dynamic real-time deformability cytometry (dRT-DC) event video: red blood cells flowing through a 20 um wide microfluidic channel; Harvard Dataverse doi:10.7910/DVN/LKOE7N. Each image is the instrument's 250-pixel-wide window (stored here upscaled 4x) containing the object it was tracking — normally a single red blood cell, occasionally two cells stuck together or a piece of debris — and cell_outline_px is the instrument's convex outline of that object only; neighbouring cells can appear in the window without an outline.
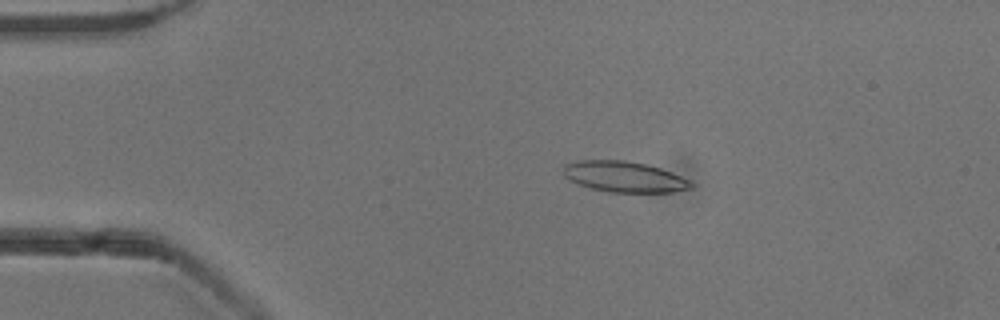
{"species": "common noctule bat (a hibernating species)", "species_latin": "Nyctalus noctula", "temperature_condition": "cold", "stored_images_in_passage": 53, "camera_frame_rate_fps": 3000, "um_per_image_px": 0.085, "animal": {"sex": "male", "body_mass_g": 13.3}, "frame": {"image": 1, "passage_image": 11, "time_ms": 3.333, "image_size_px": [1000, 320], "cell_outline_px": [[696, 184], [692, 188], [672, 192], [608, 192], [592, 188], [568, 180], [564, 176], [564, 164], [576, 160], [624, 160], [648, 164], [672, 172]], "centroid_in_image_um": [53.06, 15.02], "position_along_channel_um": 31.9, "area_um2": 23.0}}
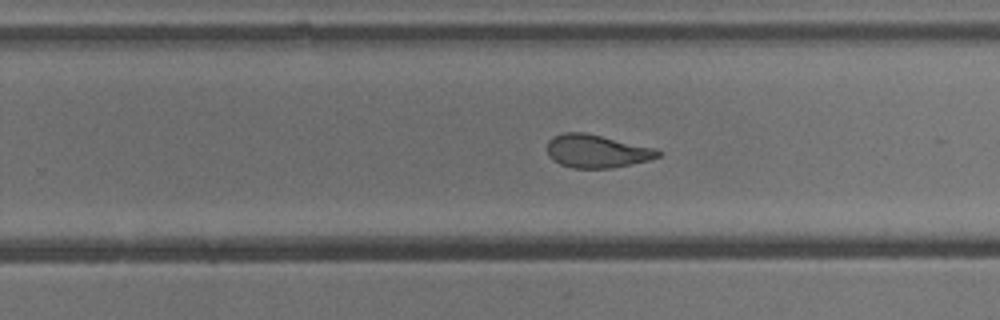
{"frame": {"image": 2, "passage_image": 34, "time_ms": 11.0, "image_size_px": [1000, 320], "cell_outline_px": [[664, 152], [660, 156], [648, 160], [612, 168], [572, 168], [560, 164], [552, 160], [548, 156], [548, 140], [552, 136], [564, 132], [584, 132], [652, 148]], "centroid_in_image_um": [50.67, 12.85], "position_along_channel_um": 279.1, "area_um2": 21.21}}
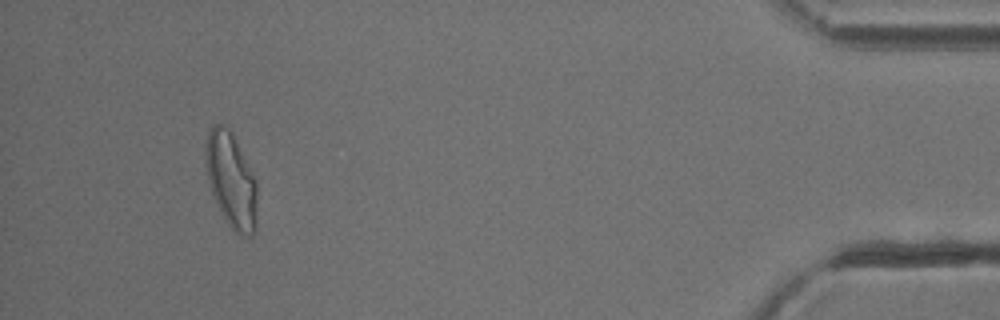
{"frame": {"image": 3, "passage_image": 50, "time_ms": 16.333, "image_size_px": [1000, 320], "cell_outline_px": [[256, 232], [252, 236], [240, 236], [228, 224], [212, 192], [208, 180], [204, 164], [204, 148], [208, 132], [212, 124], [220, 124], [228, 128], [232, 132], [256, 180]], "centroid_in_image_um": [19.63, 15.3], "position_along_channel_um": 415.6, "area_um2": 28.55}, "authors_computed_cell_mechanics": {"area_um2": 23.1778, "velocity_mm_per_s": 3.8742, "shape_relaxation_time_tau1_ms": 7.41, "shape_relaxation_time_tau2_ms": 1.8184, "deformation_change_tau1": 0.2139, "deformation_change_tau2": 0.0937}}